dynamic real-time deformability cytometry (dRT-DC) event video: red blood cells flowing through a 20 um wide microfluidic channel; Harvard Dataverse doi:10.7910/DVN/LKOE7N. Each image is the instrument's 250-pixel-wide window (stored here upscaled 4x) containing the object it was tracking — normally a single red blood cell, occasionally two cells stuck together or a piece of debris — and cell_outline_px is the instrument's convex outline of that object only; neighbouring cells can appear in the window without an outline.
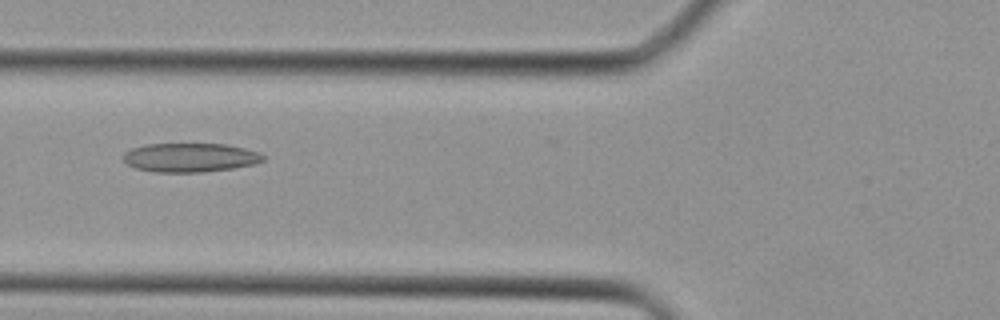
{"species": "Egyptian fruit bat (a non-hibernating species)", "species_latin": "Rousettus aegyptiacus", "temperature_condition": "cold", "stored_images_in_passage": 35, "camera_frame_rate_fps": 3000, "um_per_image_px": 0.085, "animal": {"sex": "female"}, "frame": {"image": 1, "passage_image": 11, "time_ms": 3.333, "image_size_px": [1000, 320], "cell_outline_px": [[264, 160], [252, 164], [232, 168], [204, 172], [156, 172], [136, 168], [128, 164], [124, 160], [124, 152], [132, 148], [148, 144], [228, 144], [260, 152], [264, 156]], "centroid_in_image_um": [16.17, 13.38], "position_along_channel_um": 109.6, "area_um2": 23.47}}
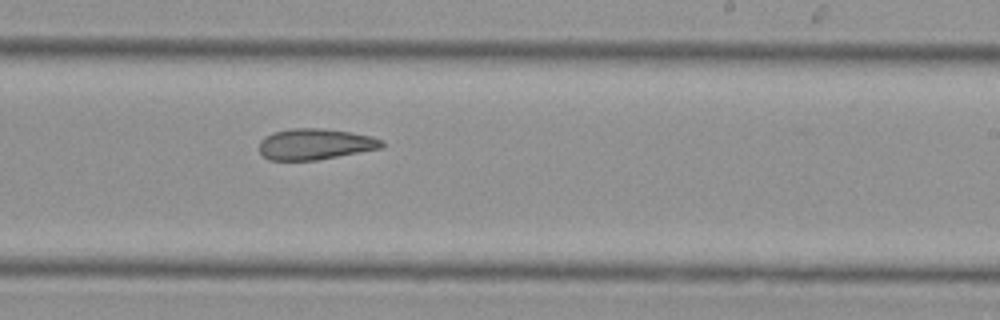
{"frame": {"image": 2, "passage_image": 20, "time_ms": 6.333, "image_size_px": [1000, 320], "cell_outline_px": [[384, 144], [380, 148], [316, 160], [268, 160], [260, 152], [260, 140], [264, 136], [272, 132], [292, 128], [320, 128], [348, 132], [372, 136], [384, 140]], "centroid_in_image_um": [26.75, 12.24], "position_along_channel_um": 262.2, "area_um2": 22.02}}
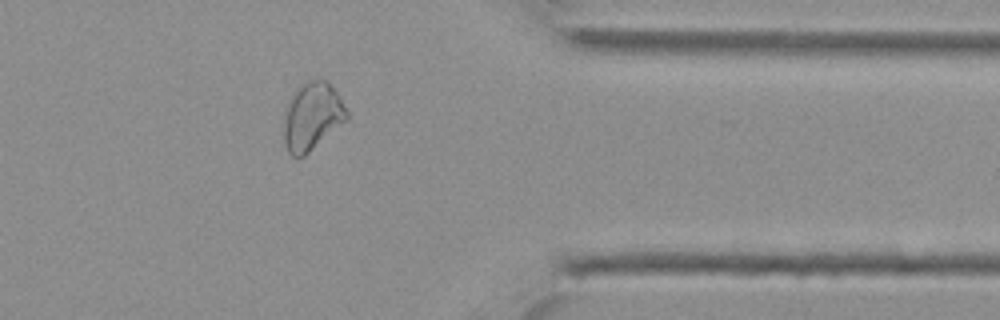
{"frame": {"image": 3, "passage_image": 28, "time_ms": 9.0, "image_size_px": [1000, 320], "cell_outline_px": [[348, 120], [304, 156], [292, 156], [288, 152], [284, 140], [284, 112], [292, 92], [304, 80], [328, 80], [340, 96], [348, 112]], "centroid_in_image_um": [26.54, 9.86], "position_along_channel_um": 384.9, "area_um2": 25.2}}